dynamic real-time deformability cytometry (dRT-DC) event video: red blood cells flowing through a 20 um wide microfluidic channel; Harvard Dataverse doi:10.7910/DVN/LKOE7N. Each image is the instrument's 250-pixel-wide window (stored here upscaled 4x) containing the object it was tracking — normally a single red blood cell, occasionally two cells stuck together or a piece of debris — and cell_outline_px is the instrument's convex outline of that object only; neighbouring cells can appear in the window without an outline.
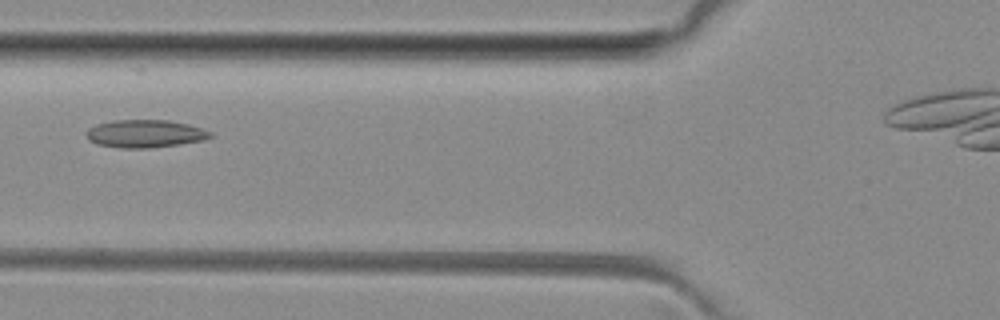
{"species": "common noctule bat (a hibernating species)", "species_latin": "Nyctalus noctula", "temperature_condition": "room temperature", "stored_images_in_passage": 3, "camera_frame_rate_fps": 3000, "um_per_image_px": 0.085, "animal": {"sex": "female", "body_mass_g": 29.2, "forearm_length_mm": 56.3}, "frame": {"image": 1, "passage_image": 2, "time_ms": 1.0, "image_size_px": [1000, 320], "cell_outline_px": [[212, 136], [204, 140], [148, 148], [120, 148], [100, 144], [88, 140], [88, 128], [96, 124], [112, 120], [168, 120], [188, 124], [212, 132]], "centroid_in_image_um": [12.33, 11.35], "position_along_channel_um": 113.5, "area_um2": 19.83}}
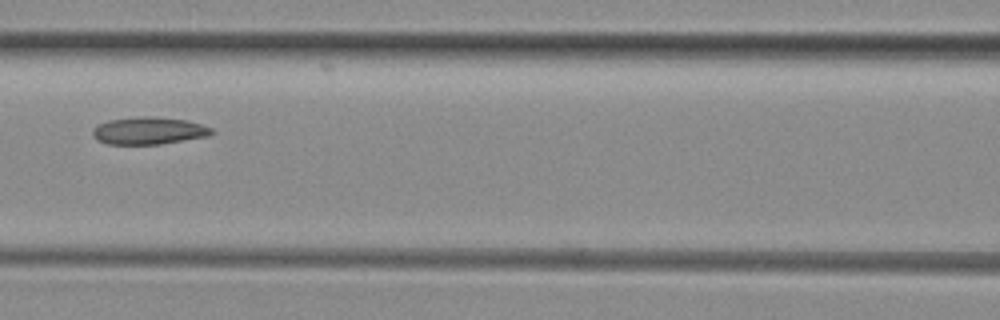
{"frame": {"image": 2, "passage_image": 3, "time_ms": 2.0, "image_size_px": [1000, 320], "cell_outline_px": [[216, 132], [208, 136], [160, 144], [108, 144], [96, 140], [92, 136], [92, 128], [96, 124], [108, 120], [144, 116], [152, 116], [188, 120], [212, 128]], "centroid_in_image_um": [12.62, 11.11], "position_along_channel_um": 154.0, "area_um2": 19.13}}